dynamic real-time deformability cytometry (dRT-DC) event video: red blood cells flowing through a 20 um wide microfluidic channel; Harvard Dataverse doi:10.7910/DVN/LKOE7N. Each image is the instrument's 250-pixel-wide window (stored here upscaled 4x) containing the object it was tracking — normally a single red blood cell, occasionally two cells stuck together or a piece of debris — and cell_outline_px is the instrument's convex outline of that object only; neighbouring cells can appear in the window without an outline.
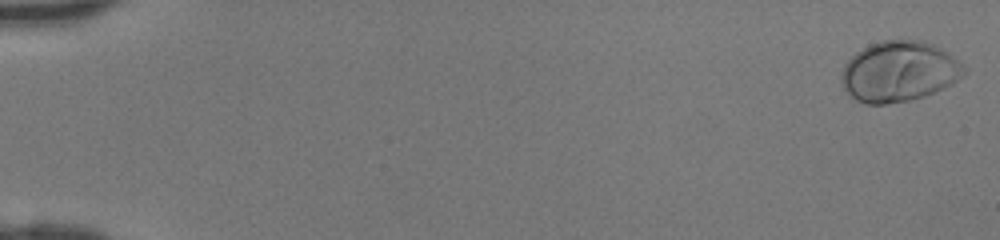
{"species": "human", "species_latin": "Homo sapiens", "temperature_condition": "room temperature", "stored_images_in_passage": 46, "camera_frame_rate_fps": 3000, "um_per_image_px": 0.085, "donor": {"sex": "female"}, "frame": {"image": 1, "passage_image": 1, "time_ms": 0.0, "image_size_px": [1000, 240], "cell_outline_px": [[968, 68], [964, 76], [952, 84], [924, 96], [912, 100], [884, 104], [864, 104], [856, 100], [844, 88], [840, 80], [840, 76], [844, 64], [856, 52], [872, 44], [884, 40], [924, 40], [932, 44], [964, 64]], "centroid_in_image_um": [76.42, 6.09], "position_along_channel_um": 8.6, "area_um2": 43.23}}
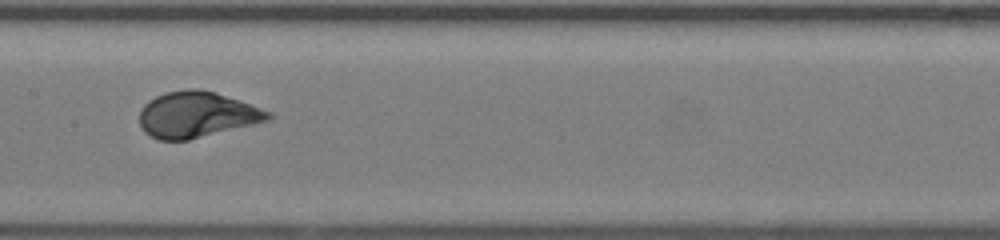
{"frame": {"image": 2, "passage_image": 25, "time_ms": 8.0, "image_size_px": [1000, 240], "cell_outline_px": [[272, 116], [268, 120], [188, 140], [160, 140], [144, 132], [140, 124], [140, 112], [144, 104], [148, 100], [156, 96], [168, 92], [188, 88], [196, 88], [216, 92], [272, 112]], "centroid_in_image_um": [16.7, 9.73], "position_along_channel_um": 190.7, "area_um2": 34.04}}
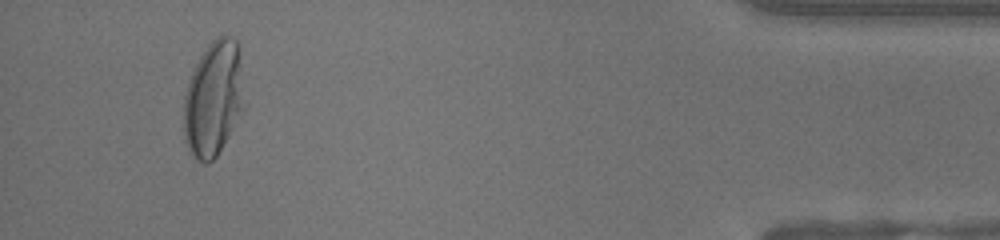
{"frame": {"image": 3, "passage_image": 44, "time_ms": 14.333, "image_size_px": [1000, 240], "cell_outline_px": [[248, 104], [216, 156], [208, 164], [204, 164], [196, 160], [192, 156], [188, 148], [184, 136], [184, 96], [188, 80], [200, 56], [208, 44], [216, 36], [224, 32], [240, 40]], "centroid_in_image_um": [18.23, 8.29], "position_along_channel_um": 417.0, "area_um2": 42.54}}